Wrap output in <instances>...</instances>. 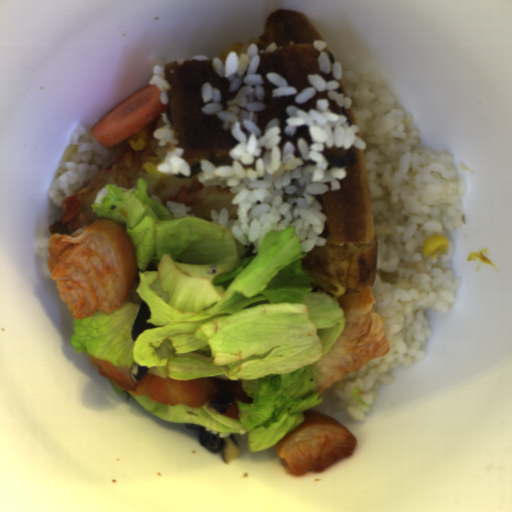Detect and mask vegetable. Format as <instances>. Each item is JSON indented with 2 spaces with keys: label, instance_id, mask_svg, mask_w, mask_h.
I'll return each mask as SVG.
<instances>
[{
  "label": "vegetable",
  "instance_id": "obj_1",
  "mask_svg": "<svg viewBox=\"0 0 512 512\" xmlns=\"http://www.w3.org/2000/svg\"><path fill=\"white\" fill-rule=\"evenodd\" d=\"M136 188L106 184L98 218L123 224L135 251L134 288L151 317L132 340L140 304L73 318L69 337L75 354L117 368L135 364L147 374L172 380L225 375L240 381L252 402L236 401L238 419L206 405L191 408L152 401L110 382L116 395H131L163 421L203 426L221 439L248 434L250 452L268 450L323 404L317 363L336 344L346 324L339 301L312 291L296 227L268 231L256 254L242 257L231 231L196 217H173L148 194L149 180Z\"/></svg>",
  "mask_w": 512,
  "mask_h": 512
}]
</instances>
